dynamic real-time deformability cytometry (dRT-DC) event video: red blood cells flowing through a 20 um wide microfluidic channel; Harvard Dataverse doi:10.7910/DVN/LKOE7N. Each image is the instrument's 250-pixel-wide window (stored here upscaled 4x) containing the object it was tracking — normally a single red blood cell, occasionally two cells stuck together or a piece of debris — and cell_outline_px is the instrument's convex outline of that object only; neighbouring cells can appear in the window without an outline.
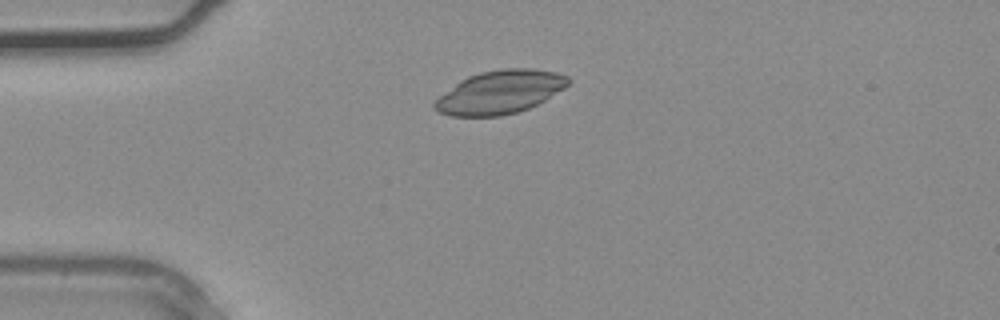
{"species": "common noctule bat (a hibernating species)", "species_latin": "Nyctalus noctula", "temperature_condition": "warm", "stored_images_in_passage": 29, "camera_frame_rate_fps": 3000, "um_per_image_px": 0.085, "animal": {"sex": "male", "body_mass_g": 20.4}, "frame": {"image": 1, "passage_image": 1, "time_ms": 0.0, "image_size_px": [1000, 320], "cell_outline_px": [[572, 80], [564, 88], [544, 100], [528, 108], [516, 112], [500, 116], [452, 116], [440, 112], [432, 104], [440, 96], [460, 80], [468, 76], [480, 72], [504, 68], [528, 68], [556, 72], [568, 76]], "centroid_in_image_um": [42.51, 7.82], "position_along_channel_um": 42.5, "area_um2": 33.35}}